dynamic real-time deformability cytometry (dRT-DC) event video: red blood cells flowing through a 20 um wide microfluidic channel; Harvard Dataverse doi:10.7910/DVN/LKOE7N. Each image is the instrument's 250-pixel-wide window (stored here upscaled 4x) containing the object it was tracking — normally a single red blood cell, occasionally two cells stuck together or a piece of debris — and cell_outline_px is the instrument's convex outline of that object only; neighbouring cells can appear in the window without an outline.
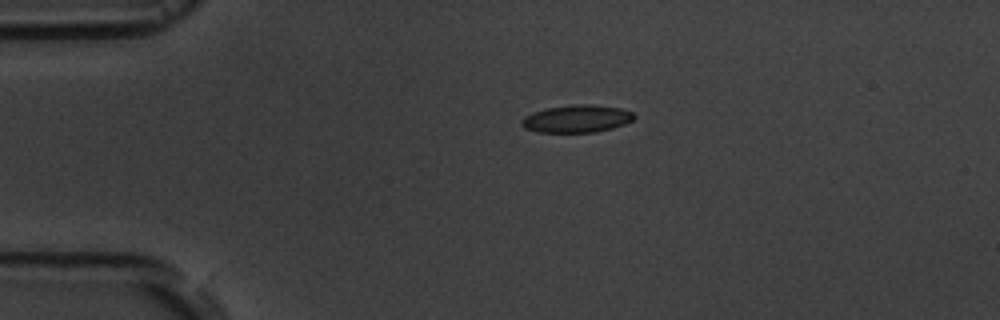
{"species": "common noctule bat (a hibernating species)", "species_latin": "Nyctalus noctula", "temperature_condition": "room temperature", "stored_images_in_passage": 3, "segment_of_instrument_passage": [1, 2], "camera_frame_rate_fps": 3000, "um_per_image_px": 0.085, "animal": {"sex": "male", "body_mass_g": 19.5, "forearm_length_mm": 54.6}, "frame": {"image": 1, "passage_image": 1, "time_ms": 0.0, "image_size_px": [1000, 320], "cell_outline_px": [[636, 116], [632, 120], [624, 124], [612, 128], [596, 132], [536, 132], [524, 128], [520, 124], [520, 120], [524, 116], [532, 112], [548, 108], [576, 104], [592, 104], [620, 108], [632, 112]], "centroid_in_image_um": [48.99, 10.09], "position_along_channel_um": 36.0, "area_um2": 18.09}}